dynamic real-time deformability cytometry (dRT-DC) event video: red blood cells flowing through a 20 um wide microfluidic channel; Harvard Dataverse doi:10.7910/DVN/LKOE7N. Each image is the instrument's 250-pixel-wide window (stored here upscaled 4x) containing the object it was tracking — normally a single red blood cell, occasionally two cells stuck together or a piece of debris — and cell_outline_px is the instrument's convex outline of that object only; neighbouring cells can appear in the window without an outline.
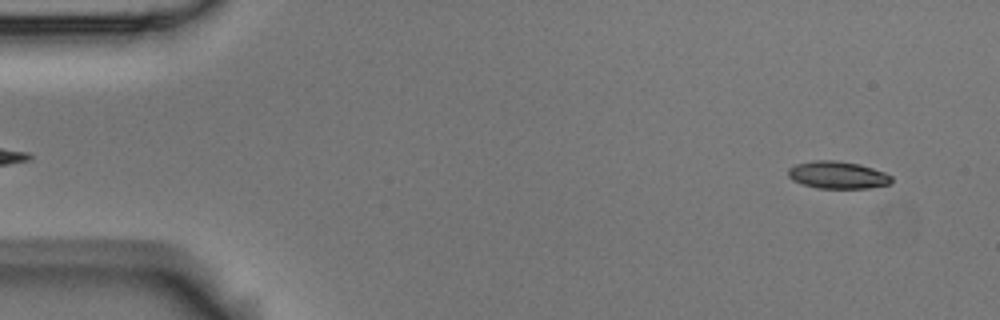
{"species": "Egyptian fruit bat (a non-hibernating species)", "species_latin": "Rousettus aegyptiacus", "temperature_condition": "room temperature", "stored_images_in_passage": 3, "camera_frame_rate_fps": 3000, "um_per_image_px": 0.085, "animal": {"sex": "male"}, "frame": {"image": 1, "passage_image": 1, "time_ms": 0.0, "image_size_px": [1000, 320], "cell_outline_px": [[892, 184], [868, 188], [816, 188], [792, 180], [788, 176], [788, 168], [796, 164], [812, 160], [836, 160], [860, 164], [884, 172], [892, 176]], "centroid_in_image_um": [71.21, 14.87], "position_along_channel_um": 13.8, "area_um2": 16.59}}
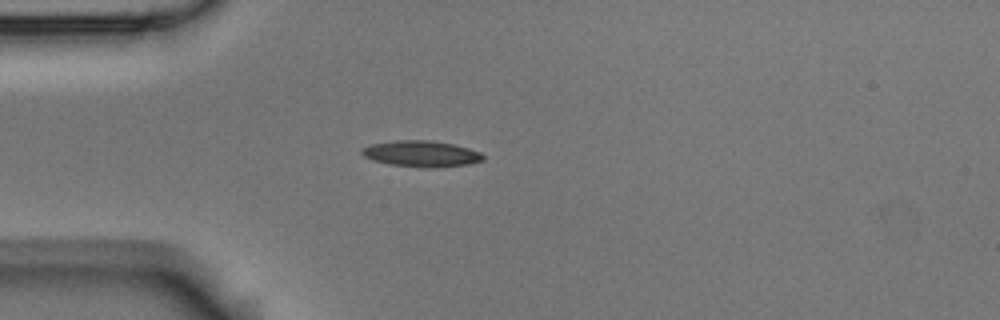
{"frame": {"image": 2, "passage_image": 3, "time_ms": 0.667, "image_size_px": [1000, 320], "cell_outline_px": [[484, 160], [468, 164], [436, 168], [424, 168], [388, 164], [372, 160], [364, 156], [360, 152], [360, 148], [372, 144], [396, 140], [432, 140], [452, 144], [468, 148], [480, 152], [484, 156]], "centroid_in_image_um": [35.79, 13.07], "position_along_channel_um": 49.2, "area_um2": 18.61}}